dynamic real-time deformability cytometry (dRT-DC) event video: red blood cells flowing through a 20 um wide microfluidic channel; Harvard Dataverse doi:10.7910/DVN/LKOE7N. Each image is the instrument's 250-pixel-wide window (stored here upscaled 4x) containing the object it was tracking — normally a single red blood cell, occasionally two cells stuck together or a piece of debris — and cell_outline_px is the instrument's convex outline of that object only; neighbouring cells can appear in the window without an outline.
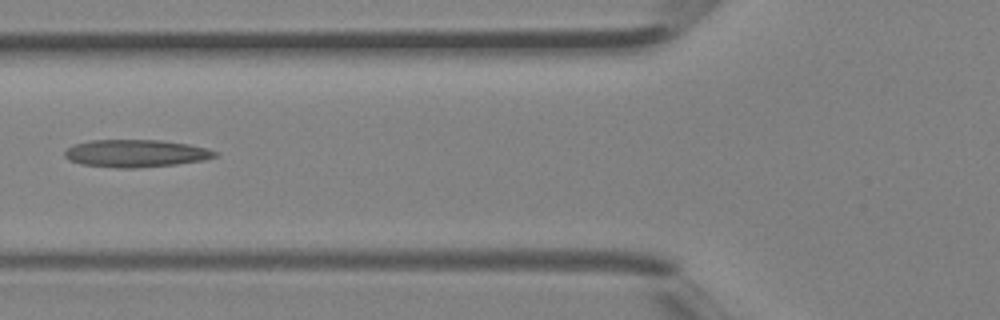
{"species": "Egyptian fruit bat (a non-hibernating species)", "species_latin": "Rousettus aegyptiacus", "temperature_condition": "room temperature", "stored_images_in_passage": 2, "camera_frame_rate_fps": 3000, "um_per_image_px": 0.085, "animal": {"sex": "female"}, "frame": {"image": 1, "passage_image": 2, "time_ms": 0.333, "image_size_px": [1000, 320], "cell_outline_px": [[220, 152], [216, 156], [204, 160], [176, 164], [136, 168], [116, 168], [80, 164], [68, 160], [64, 156], [64, 152], [72, 144], [92, 140], [160, 140], [188, 144], [208, 148]], "centroid_in_image_um": [11.54, 13.04], "position_along_channel_um": 114.3, "area_um2": 24.28}}